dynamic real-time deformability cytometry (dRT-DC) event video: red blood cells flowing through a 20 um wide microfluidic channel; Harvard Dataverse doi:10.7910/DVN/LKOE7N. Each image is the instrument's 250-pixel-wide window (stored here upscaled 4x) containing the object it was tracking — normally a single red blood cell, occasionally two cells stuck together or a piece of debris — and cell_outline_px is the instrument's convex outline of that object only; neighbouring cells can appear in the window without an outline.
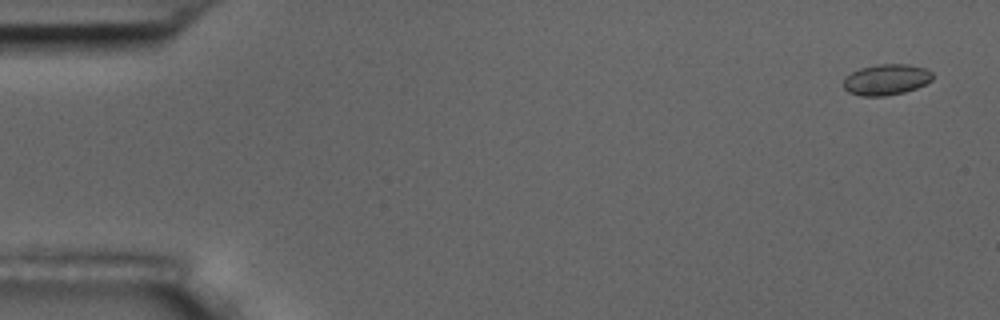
{"species": "common noctule bat (a hibernating species)", "species_latin": "Nyctalus noctula", "temperature_condition": "room temperature", "stored_images_in_passage": 11, "camera_frame_rate_fps": 3000, "um_per_image_px": 0.085, "animal": {"sex": "male", "body_mass_g": 17.5, "forearm_length_mm": 52.3}, "frame": {"image": 1, "passage_image": 1, "time_ms": 0.0, "image_size_px": [1000, 320], "cell_outline_px": [[932, 80], [916, 88], [904, 92], [884, 96], [860, 96], [848, 92], [844, 88], [844, 80], [852, 72], [860, 68], [880, 64], [908, 64], [924, 68], [932, 72]], "centroid_in_image_um": [75.33, 6.77], "position_along_channel_um": 9.7, "area_um2": 15.9}}
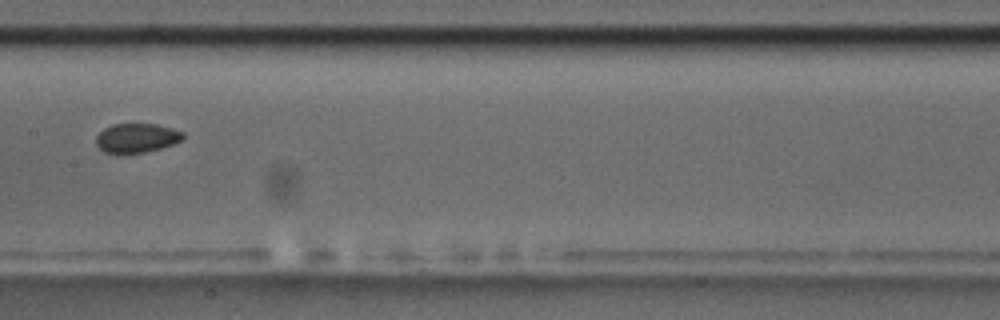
{"frame": {"image": 2, "passage_image": 8, "time_ms": 8.667, "image_size_px": [1000, 320], "cell_outline_px": [[184, 140], [160, 148], [144, 152], [104, 152], [96, 144], [96, 136], [104, 128], [112, 124], [156, 124], [172, 128], [184, 132]], "centroid_in_image_um": [11.64, 11.7], "position_along_channel_um": 195.8, "area_um2": 14.62}}
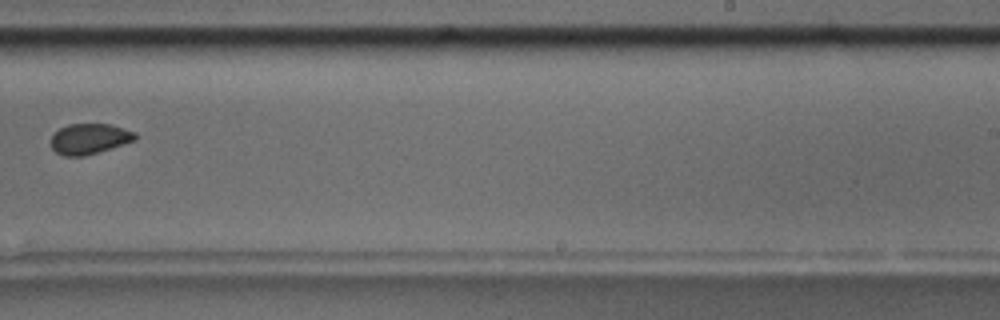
{"frame": {"image": 3, "passage_image": 10, "time_ms": 11.0, "image_size_px": [1000, 320], "cell_outline_px": [[136, 140], [84, 156], [64, 156], [56, 152], [52, 148], [52, 136], [60, 128], [68, 124], [112, 124], [136, 132]], "centroid_in_image_um": [7.62, 11.79], "position_along_channel_um": 281.4, "area_um2": 14.85}}